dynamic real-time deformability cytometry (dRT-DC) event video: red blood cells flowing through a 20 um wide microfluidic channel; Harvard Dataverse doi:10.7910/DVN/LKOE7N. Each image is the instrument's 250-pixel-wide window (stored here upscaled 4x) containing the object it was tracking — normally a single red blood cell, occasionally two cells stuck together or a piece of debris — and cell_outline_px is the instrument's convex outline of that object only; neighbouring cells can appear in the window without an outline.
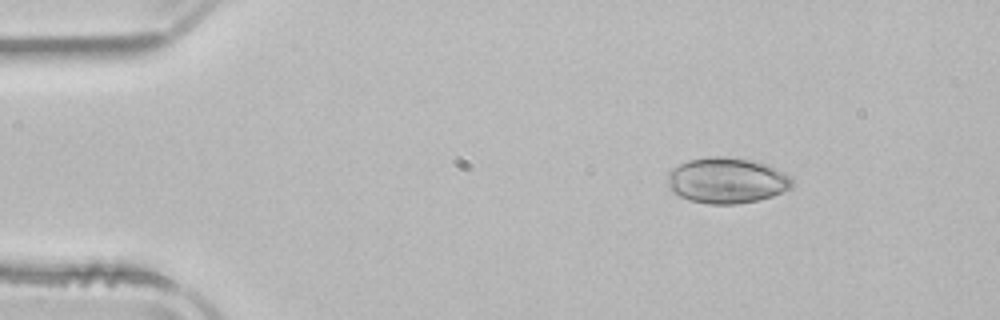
{"species": "common noctule bat (a hibernating species)", "species_latin": "Nyctalus noctula", "temperature_condition": "room temperature", "stored_images_in_passage": 45, "camera_frame_rate_fps": 3000, "um_per_image_px": 0.085, "animal": {"sex": "male", "body_mass_g": 21.5, "forearm_length_mm": 52.0}, "frame": {"image": 1, "passage_image": 1, "time_ms": 0.0, "image_size_px": [1000, 320], "cell_outline_px": [[792, 188], [772, 196], [756, 200], [736, 204], [708, 204], [692, 200], [680, 196], [672, 192], [668, 188], [668, 172], [672, 168], [688, 160], [712, 156], [716, 156], [748, 160], [768, 164], [784, 172], [792, 180]], "centroid_in_image_um": [61.76, 15.34], "position_along_channel_um": 23.2, "area_um2": 33.0}}
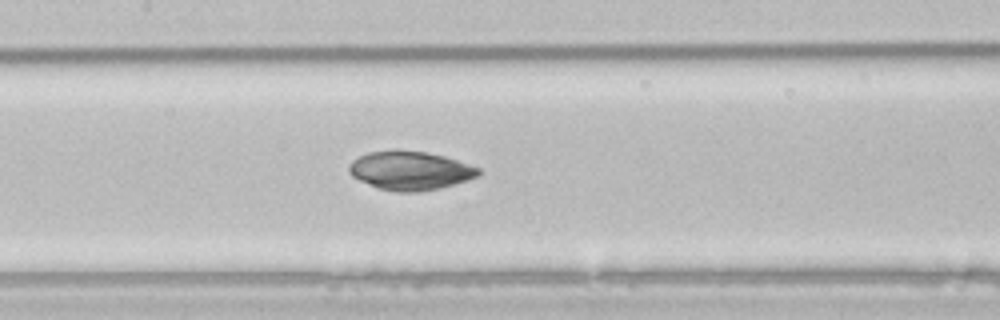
{"frame": {"image": 2, "passage_image": 18, "time_ms": 5.667, "image_size_px": [1000, 320], "cell_outline_px": [[480, 176], [468, 180], [440, 188], [420, 192], [396, 192], [376, 188], [352, 176], [348, 172], [348, 164], [352, 160], [368, 152], [392, 148], [424, 152], [444, 156], [480, 168]], "centroid_in_image_um": [34.83, 14.49], "position_along_channel_um": 172.6, "area_um2": 29.65}}
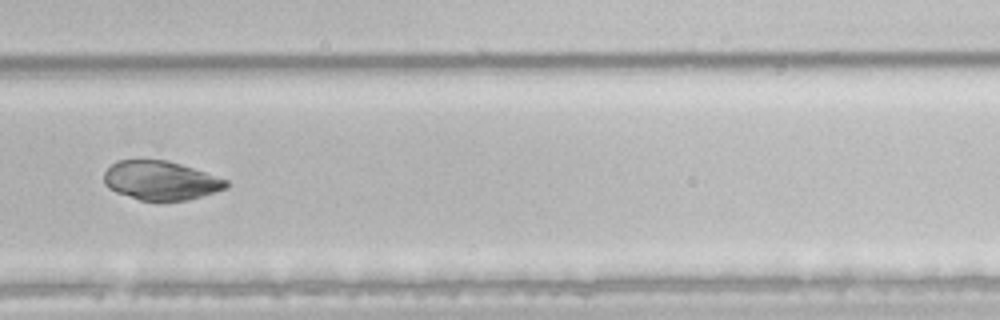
{"frame": {"image": 3, "passage_image": 29, "time_ms": 9.333, "image_size_px": [1000, 320], "cell_outline_px": [[228, 188], [216, 192], [188, 200], [140, 200], [116, 192], [108, 188], [104, 184], [104, 172], [112, 164], [120, 160], [168, 160], [228, 180]], "centroid_in_image_um": [13.66, 15.34], "position_along_channel_um": 316.1, "area_um2": 27.57}}